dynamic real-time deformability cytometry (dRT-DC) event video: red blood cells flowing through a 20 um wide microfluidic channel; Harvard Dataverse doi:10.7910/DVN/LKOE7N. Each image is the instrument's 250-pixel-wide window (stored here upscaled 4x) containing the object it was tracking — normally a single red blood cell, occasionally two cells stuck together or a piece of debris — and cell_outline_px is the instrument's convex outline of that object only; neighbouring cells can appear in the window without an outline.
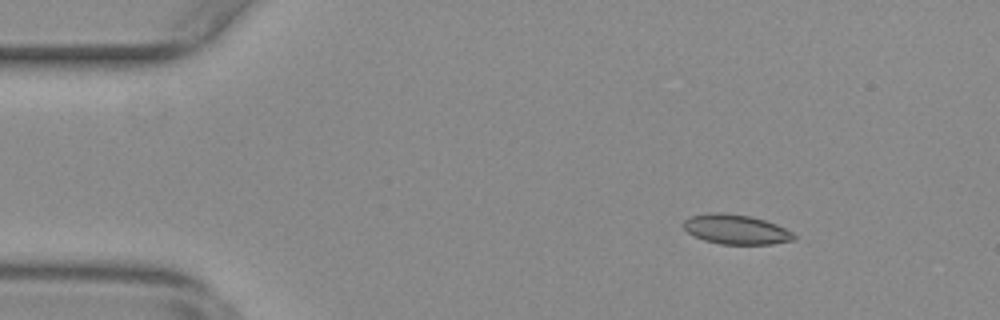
{"species": "common noctule bat (a hibernating species)", "species_latin": "Nyctalus noctula", "temperature_condition": "warm", "stored_images_in_passage": 50, "segment_of_instrument_passage": [1, 2], "camera_frame_rate_fps": 3000, "um_per_image_px": 0.085, "animal": {"sex": "female", "body_mass_g": 29.2, "forearm_length_mm": 56.3}, "frame": {"image": 1, "passage_image": 2, "time_ms": 0.333, "image_size_px": [1000, 320], "cell_outline_px": [[796, 240], [772, 244], [720, 244], [704, 240], [688, 232], [684, 228], [684, 220], [692, 216], [708, 212], [724, 212], [752, 216], [776, 224], [792, 232], [796, 236]], "centroid_in_image_um": [62.58, 19.49], "position_along_channel_um": 22.4, "area_um2": 19.13}}
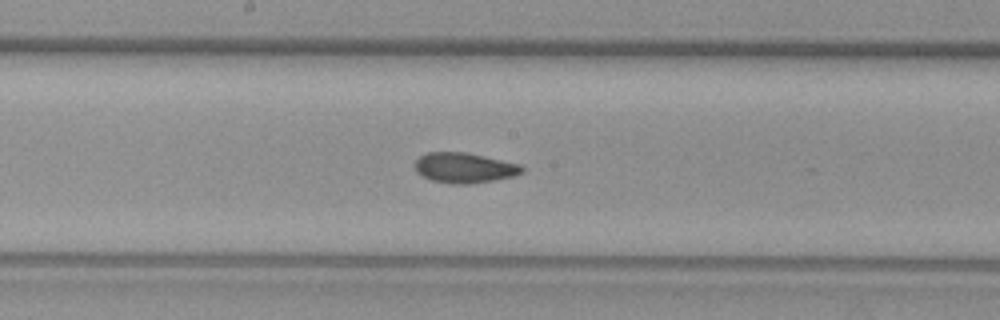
{"frame": {"image": 2, "passage_image": 23, "time_ms": 7.333, "image_size_px": [1000, 320], "cell_outline_px": [[524, 172], [516, 176], [468, 184], [452, 184], [432, 180], [420, 176], [416, 172], [412, 164], [420, 156], [428, 152], [464, 152], [484, 156], [520, 164], [524, 168]], "centroid_in_image_um": [39.44, 14.27], "position_along_channel_um": 208.8, "area_um2": 19.02}}
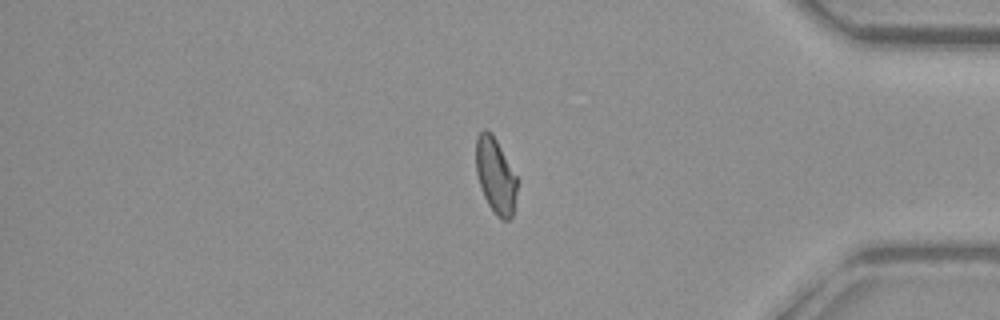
{"frame": {"image": 3, "passage_image": 40, "time_ms": 13.0, "image_size_px": [1000, 320], "cell_outline_px": [[516, 192], [512, 216], [508, 220], [500, 220], [496, 216], [488, 204], [484, 196], [476, 172], [476, 136], [484, 128], [492, 132], [516, 176]], "centroid_in_image_um": [42.1, 14.92], "position_along_channel_um": 393.1, "area_um2": 17.92}}